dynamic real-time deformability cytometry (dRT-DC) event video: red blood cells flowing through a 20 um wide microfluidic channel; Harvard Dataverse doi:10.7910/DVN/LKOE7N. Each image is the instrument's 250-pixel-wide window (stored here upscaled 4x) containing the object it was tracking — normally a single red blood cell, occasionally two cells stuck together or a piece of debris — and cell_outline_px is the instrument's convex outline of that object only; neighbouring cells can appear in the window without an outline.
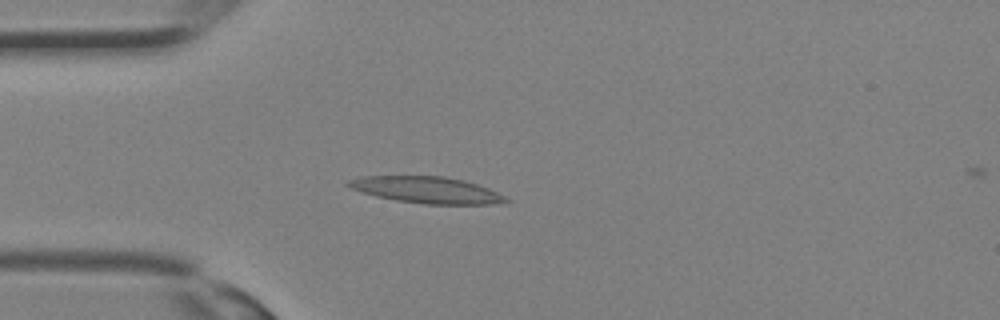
{"species": "Egyptian fruit bat (a non-hibernating species)", "species_latin": "Rousettus aegyptiacus", "temperature_condition": "room temperature", "stored_images_in_passage": 9, "camera_frame_rate_fps": 3000, "um_per_image_px": 0.085, "animal": {"sex": "female"}, "frame": {"image": 1, "passage_image": 8, "time_ms": 2.333, "image_size_px": [1000, 320], "cell_outline_px": [[512, 200], [492, 204], [424, 204], [396, 200], [376, 196], [352, 188], [344, 184], [348, 180], [360, 176], [444, 176], [464, 180], [488, 188]], "centroid_in_image_um": [36.25, 16.14], "position_along_channel_um": 48.7, "area_um2": 24.16}}